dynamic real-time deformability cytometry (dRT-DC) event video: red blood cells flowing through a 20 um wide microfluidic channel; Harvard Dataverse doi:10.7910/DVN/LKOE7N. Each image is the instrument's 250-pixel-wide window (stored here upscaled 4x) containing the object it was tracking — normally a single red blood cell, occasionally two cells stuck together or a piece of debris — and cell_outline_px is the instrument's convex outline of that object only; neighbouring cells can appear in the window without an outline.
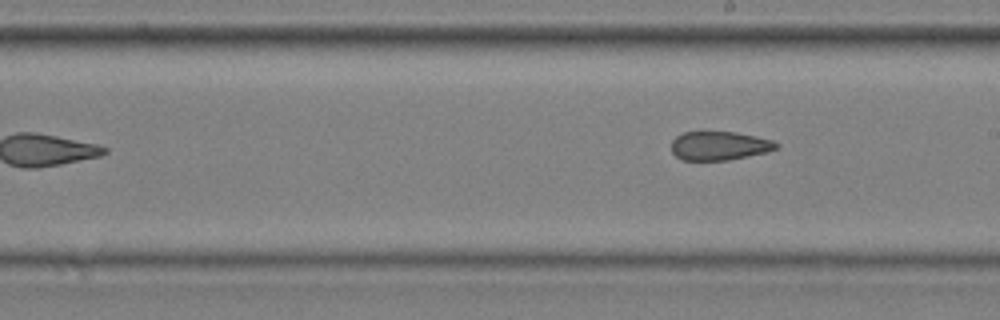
{"species": "common noctule bat (a hibernating species)", "species_latin": "Nyctalus noctula", "temperature_condition": "cold", "stored_images_in_passage": 9, "camera_frame_rate_fps": 3000, "um_per_image_px": 0.085, "animal": {"sex": "male", "body_mass_g": 20.4}, "frame": {"image": 1, "passage_image": 9, "time_ms": 2.667, "image_size_px": [1000, 320], "cell_outline_px": [[780, 144], [776, 148], [768, 152], [728, 160], [684, 160], [676, 156], [672, 152], [672, 140], [676, 136], [684, 132], [736, 132], [756, 136], [772, 140]], "centroid_in_image_um": [61.16, 12.39], "position_along_channel_um": 227.8, "area_um2": 17.57}}